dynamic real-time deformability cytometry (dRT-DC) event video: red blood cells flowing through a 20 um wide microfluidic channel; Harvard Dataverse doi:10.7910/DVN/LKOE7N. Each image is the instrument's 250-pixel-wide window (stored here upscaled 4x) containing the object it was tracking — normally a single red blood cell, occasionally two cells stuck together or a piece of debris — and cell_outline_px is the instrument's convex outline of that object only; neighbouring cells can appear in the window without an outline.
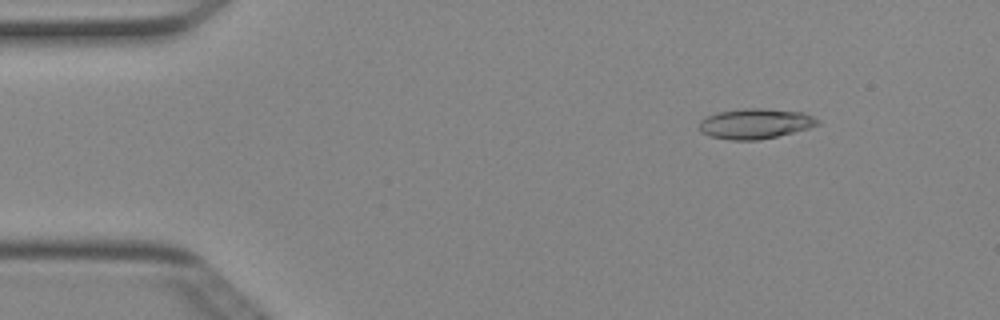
{"species": "Egyptian fruit bat (a non-hibernating species)", "species_latin": "Rousettus aegyptiacus", "temperature_condition": "cold", "stored_images_in_passage": 50, "camera_frame_rate_fps": 3000, "um_per_image_px": 0.085, "animal": {"sex": "female"}, "frame": {"image": 1, "passage_image": 6, "time_ms": 1.667, "image_size_px": [1000, 320], "cell_outline_px": [[820, 124], [808, 128], [760, 140], [728, 140], [708, 136], [700, 132], [700, 120], [716, 112], [744, 108], [764, 108], [804, 112], [820, 120]], "centroid_in_image_um": [64.18, 10.51], "position_along_channel_um": 20.8, "area_um2": 20.98}}
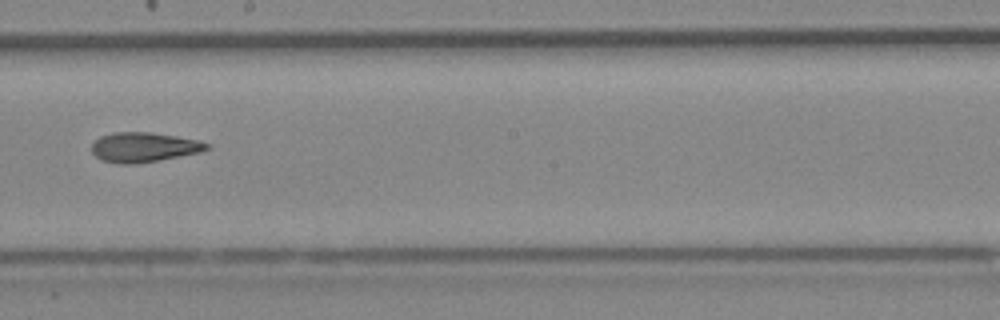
{"frame": {"image": 2, "passage_image": 28, "time_ms": 9.0, "image_size_px": [1000, 320], "cell_outline_px": [[212, 148], [200, 152], [156, 160], [132, 164], [120, 164], [100, 160], [92, 152], [92, 144], [100, 136], [112, 132], [148, 132], [176, 136], [200, 140], [212, 144]], "centroid_in_image_um": [12.25, 12.5], "position_along_channel_um": 236.0, "area_um2": 19.94}}
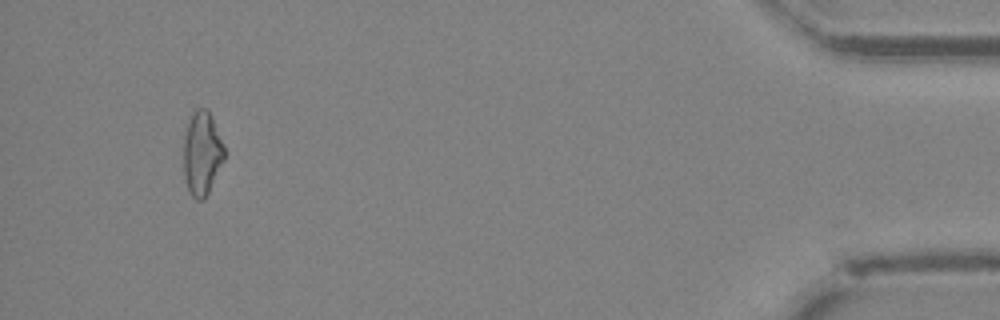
{"frame": {"image": 3, "passage_image": 47, "time_ms": 15.333, "image_size_px": [1000, 320], "cell_outline_px": [[224, 160], [204, 200], [196, 200], [192, 196], [188, 188], [184, 176], [184, 136], [192, 112], [196, 108], [208, 108], [224, 144]], "centroid_in_image_um": [17.17, 13.01], "position_along_channel_um": 418.0, "area_um2": 19.83}, "authors_computed_cell_mechanics": {"area_um2": 19.9699, "velocity_mm_per_s": 4.0303, "shape_relaxation_time_tau1_ms": null, "shape_relaxation_time_tau2_ms": 4.6451, "deformation_change_tau1": null, "deformation_change_tau2": 0.1503}}